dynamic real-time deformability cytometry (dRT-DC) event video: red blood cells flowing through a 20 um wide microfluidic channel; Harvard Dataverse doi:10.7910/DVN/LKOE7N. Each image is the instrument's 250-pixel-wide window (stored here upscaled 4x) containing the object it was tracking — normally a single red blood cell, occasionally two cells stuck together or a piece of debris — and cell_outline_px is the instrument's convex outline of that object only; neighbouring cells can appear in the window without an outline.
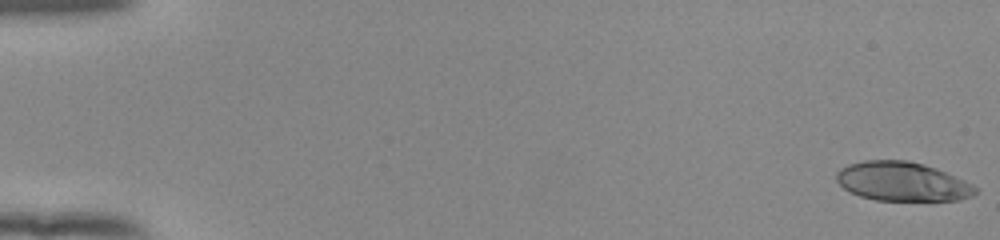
{"species": "human", "species_latin": "Homo sapiens", "temperature_condition": "room temperature", "stored_images_in_passage": 54, "camera_frame_rate_fps": 3000, "um_per_image_px": 0.085, "donor": {"sex": "female"}, "frame": {"image": 1, "passage_image": 1, "time_ms": 0.0, "image_size_px": [1000, 240], "cell_outline_px": [[976, 192], [972, 196], [960, 200], [876, 200], [860, 196], [844, 188], [836, 180], [836, 172], [840, 168], [848, 164], [864, 160], [908, 160], [924, 164], [936, 168], [964, 180], [972, 184], [976, 188]], "centroid_in_image_um": [76.68, 15.42], "position_along_channel_um": 8.3, "area_um2": 31.56}}
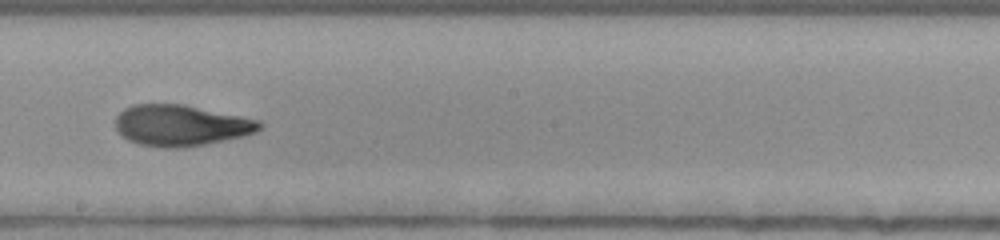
{"frame": {"image": 2, "passage_image": 32, "time_ms": 10.333, "image_size_px": [1000, 240], "cell_outline_px": [[264, 124], [256, 132], [244, 136], [204, 144], [180, 148], [164, 148], [140, 144], [128, 140], [116, 128], [116, 116], [124, 108], [132, 104], [184, 104], [260, 120]], "centroid_in_image_um": [15.39, 10.65], "position_along_channel_um": 232.8, "area_um2": 34.45}}
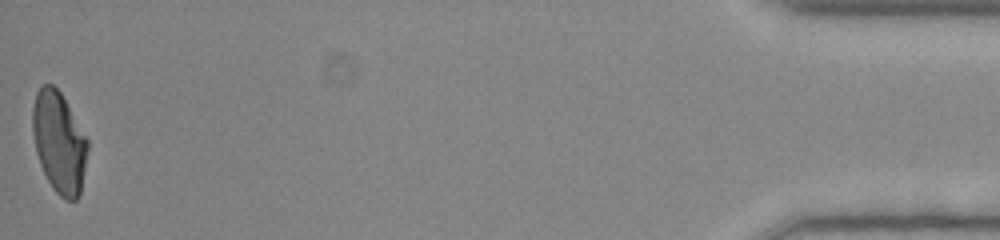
{"frame": {"image": 3, "passage_image": 54, "time_ms": 17.667, "image_size_px": [1000, 240], "cell_outline_px": [[88, 148], [80, 192], [76, 200], [64, 200], [52, 188], [40, 164], [36, 152], [32, 132], [32, 108], [36, 92], [40, 84], [52, 84], [60, 92], [88, 140]], "centroid_in_image_um": [5.0, 12.08], "position_along_channel_um": 430.2, "area_um2": 32.31}, "authors_computed_cell_mechanics": {"area_um2": 33.6974, "velocity_mm_per_s": 3.8942, "shape_relaxation_time_tau1_ms": 6.6619, "shape_relaxation_time_tau2_ms": 1.7089, "deformation_change_tau1": 0.2452, "deformation_change_tau2": 0.0879}}